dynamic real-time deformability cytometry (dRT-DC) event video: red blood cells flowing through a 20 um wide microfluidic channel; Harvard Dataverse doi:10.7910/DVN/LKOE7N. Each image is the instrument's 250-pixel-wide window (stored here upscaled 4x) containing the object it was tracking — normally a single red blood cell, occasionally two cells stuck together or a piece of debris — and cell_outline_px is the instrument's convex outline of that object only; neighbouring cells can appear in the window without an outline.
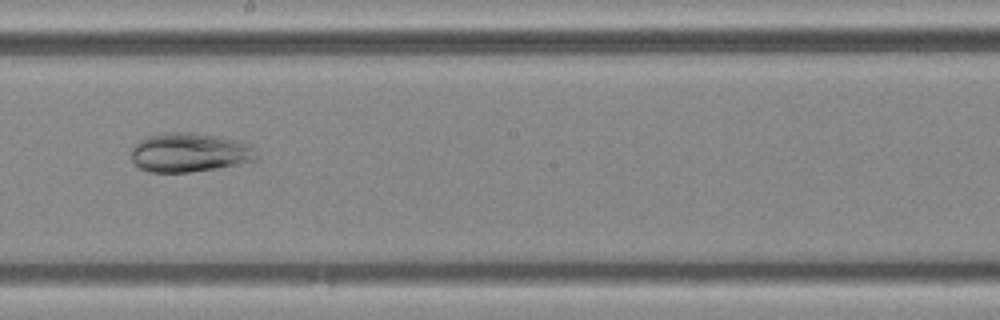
{"species": "common noctule bat (a hibernating species)", "species_latin": "Nyctalus noctula", "temperature_condition": "cold", "stored_images_in_passage": 12, "camera_frame_rate_fps": 3000, "um_per_image_px": 0.085, "animal": {"sex": "female", "body_mass_g": 25.1}, "frame": {"image": 1, "passage_image": 6, "time_ms": 1.667, "image_size_px": [1000, 320], "cell_outline_px": [[256, 160], [236, 164], [188, 172], [148, 172], [140, 168], [132, 160], [132, 148], [140, 140], [148, 136], [164, 132], [192, 132], [240, 140], [248, 144], [252, 148], [256, 156]], "centroid_in_image_um": [16.07, 12.95], "position_along_channel_um": 232.1, "area_um2": 28.21}}
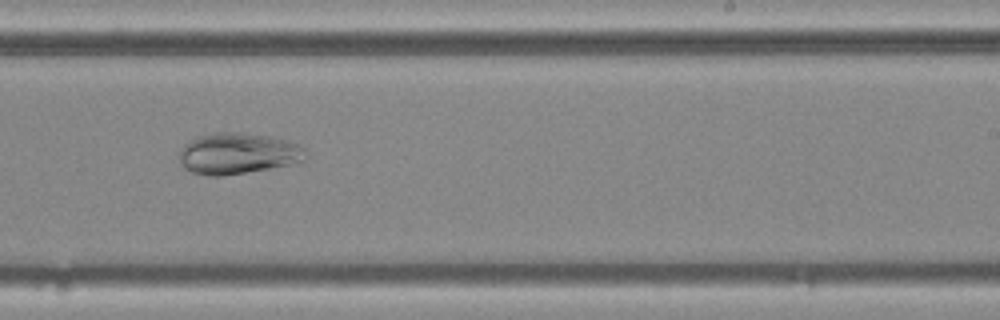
{"frame": {"image": 2, "passage_image": 7, "time_ms": 2.0, "image_size_px": [1000, 320], "cell_outline_px": [[308, 156], [304, 160], [288, 164], [268, 168], [224, 176], [208, 176], [192, 172], [184, 168], [180, 164], [180, 148], [188, 140], [200, 136], [216, 132], [240, 132], [268, 136], [288, 140], [300, 144], [308, 152]], "centroid_in_image_um": [20.21, 13.04], "position_along_channel_um": 268.8, "area_um2": 30.46}}
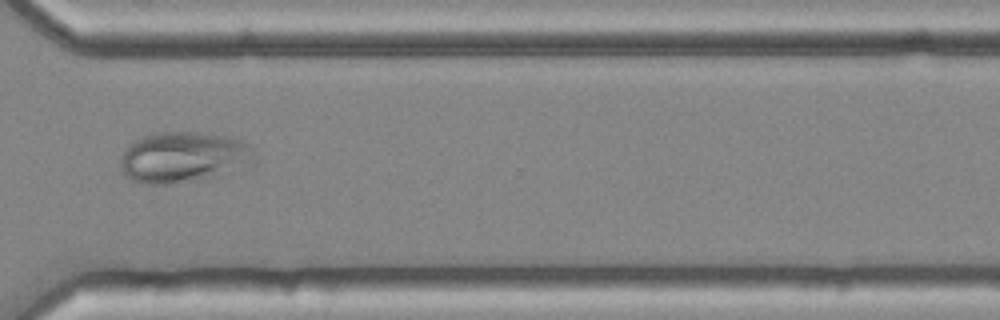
{"frame": {"image": 3, "passage_image": 9, "time_ms": 2.667, "image_size_px": [1000, 320], "cell_outline_px": [[256, 164], [208, 180], [168, 184], [140, 184], [124, 176], [120, 168], [120, 160], [128, 144], [144, 136], [156, 132], [196, 132], [228, 136], [240, 140], [252, 148]], "centroid_in_image_um": [15.62, 13.4], "position_along_channel_um": 355.0, "area_um2": 40.58}}